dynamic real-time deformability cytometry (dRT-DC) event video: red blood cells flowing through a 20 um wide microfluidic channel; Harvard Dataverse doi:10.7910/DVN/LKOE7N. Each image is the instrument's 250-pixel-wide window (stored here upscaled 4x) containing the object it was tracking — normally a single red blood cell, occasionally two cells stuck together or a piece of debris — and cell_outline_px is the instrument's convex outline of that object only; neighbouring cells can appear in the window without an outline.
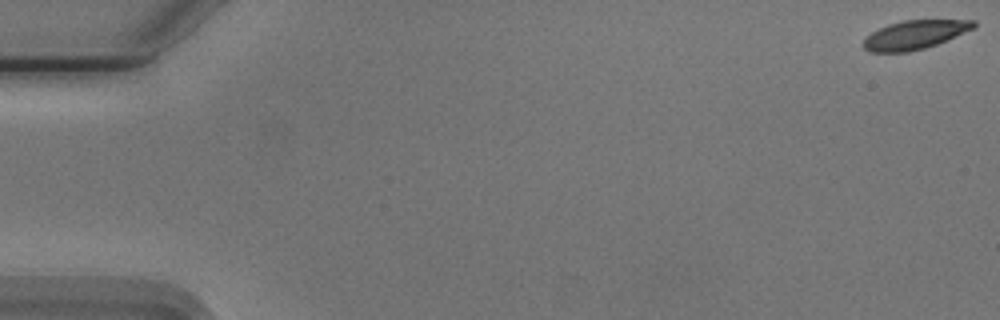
{"species": "Egyptian fruit bat (a non-hibernating species)", "species_latin": "Rousettus aegyptiacus", "temperature_condition": "cold", "stored_images_in_passage": 17, "camera_frame_rate_fps": 3000, "um_per_image_px": 0.085, "animal": {"sex": "male"}, "frame": {"image": 1, "passage_image": 1, "time_ms": 0.0, "image_size_px": [1000, 320], "cell_outline_px": [[976, 24], [972, 28], [936, 44], [924, 48], [908, 52], [872, 52], [864, 48], [864, 40], [872, 32], [888, 24], [904, 20], [976, 20]], "centroid_in_image_um": [77.72, 2.95], "position_along_channel_um": 7.3, "area_um2": 18.03}}
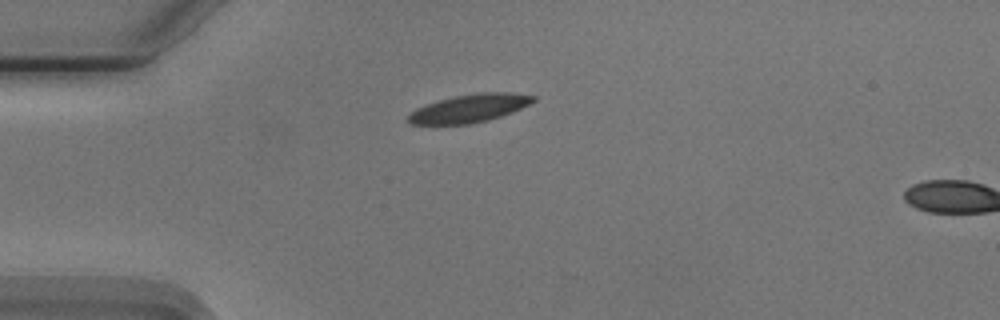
{"frame": {"image": 2, "passage_image": 15, "time_ms": 4.667, "image_size_px": [1000, 320], "cell_outline_px": [[536, 100], [512, 112], [488, 120], [472, 124], [408, 124], [408, 116], [416, 108], [436, 100], [456, 96], [480, 92], [508, 92], [536, 96]], "centroid_in_image_um": [39.89, 9.2], "position_along_channel_um": 45.1, "area_um2": 20.35}}